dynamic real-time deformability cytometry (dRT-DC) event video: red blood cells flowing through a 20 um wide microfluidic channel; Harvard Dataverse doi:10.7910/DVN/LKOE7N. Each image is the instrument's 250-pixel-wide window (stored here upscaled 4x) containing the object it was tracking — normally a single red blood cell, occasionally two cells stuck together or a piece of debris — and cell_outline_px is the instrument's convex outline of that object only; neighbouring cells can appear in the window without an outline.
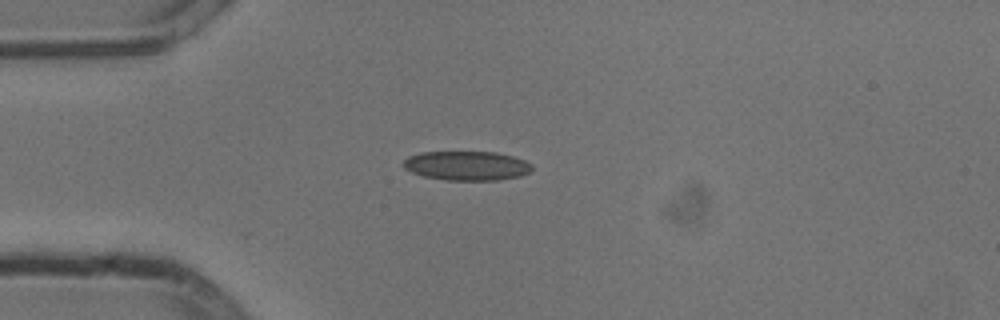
{"species": "common noctule bat (a hibernating species)", "species_latin": "Nyctalus noctula", "temperature_condition": "cold", "stored_images_in_passage": 3, "camera_frame_rate_fps": 3000, "um_per_image_px": 0.085, "animal": {"sex": "male", "body_mass_g": 13.3}, "frame": {"image": 1, "passage_image": 1, "time_ms": 0.0, "image_size_px": [1000, 320], "cell_outline_px": [[532, 168], [528, 172], [520, 176], [496, 180], [448, 180], [424, 176], [412, 172], [404, 168], [404, 160], [408, 156], [420, 152], [496, 152], [512, 156], [524, 160], [532, 164]], "centroid_in_image_um": [39.67, 14.08], "position_along_channel_um": 45.3, "area_um2": 21.79}}